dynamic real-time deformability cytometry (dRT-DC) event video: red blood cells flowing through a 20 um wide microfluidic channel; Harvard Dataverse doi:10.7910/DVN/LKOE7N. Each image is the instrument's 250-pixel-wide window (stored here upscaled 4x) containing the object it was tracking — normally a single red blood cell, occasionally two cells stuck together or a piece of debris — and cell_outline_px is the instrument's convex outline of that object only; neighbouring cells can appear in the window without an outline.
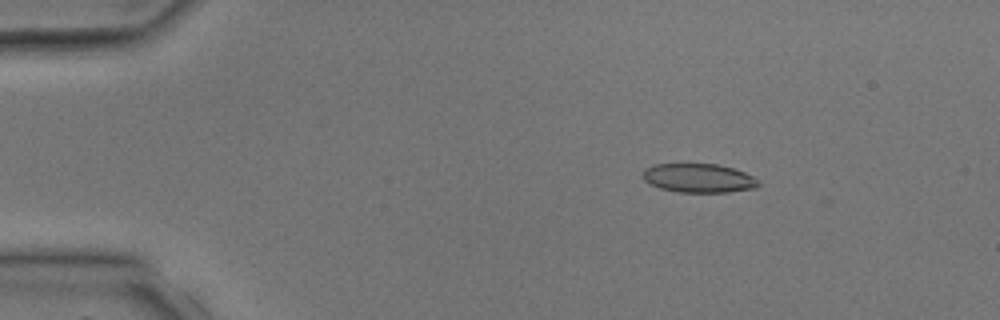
{"species": "common noctule bat (a hibernating species)", "species_latin": "Nyctalus noctula", "temperature_condition": "room temperature", "stored_images_in_passage": 3, "camera_frame_rate_fps": 3000, "um_per_image_px": 0.085, "animal": {"sex": "male", "body_mass_g": 17.9, "forearm_length_mm": 54.2}, "frame": {"image": 1, "passage_image": 1, "time_ms": 0.0, "image_size_px": [1000, 320], "cell_outline_px": [[760, 184], [756, 188], [728, 192], [680, 192], [660, 188], [644, 180], [644, 168], [652, 164], [716, 164], [732, 168], [744, 172], [752, 176]], "centroid_in_image_um": [59.38, 15.13], "position_along_channel_um": 25.6, "area_um2": 19.31}}
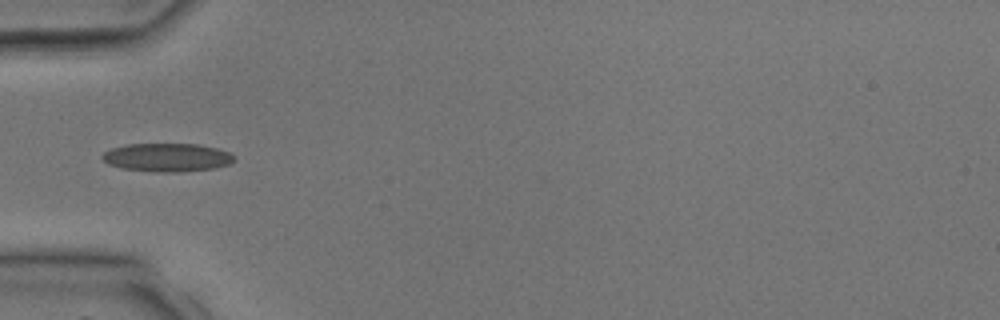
{"frame": {"image": 2, "passage_image": 3, "time_ms": 2.333, "image_size_px": [1000, 320], "cell_outline_px": [[232, 160], [228, 164], [212, 168], [176, 172], [160, 172], [120, 168], [108, 164], [100, 156], [104, 152], [112, 148], [128, 144], [196, 144], [216, 148], [228, 152], [232, 156]], "centroid_in_image_um": [14.13, 13.37], "position_along_channel_um": 70.9, "area_um2": 21.44}}